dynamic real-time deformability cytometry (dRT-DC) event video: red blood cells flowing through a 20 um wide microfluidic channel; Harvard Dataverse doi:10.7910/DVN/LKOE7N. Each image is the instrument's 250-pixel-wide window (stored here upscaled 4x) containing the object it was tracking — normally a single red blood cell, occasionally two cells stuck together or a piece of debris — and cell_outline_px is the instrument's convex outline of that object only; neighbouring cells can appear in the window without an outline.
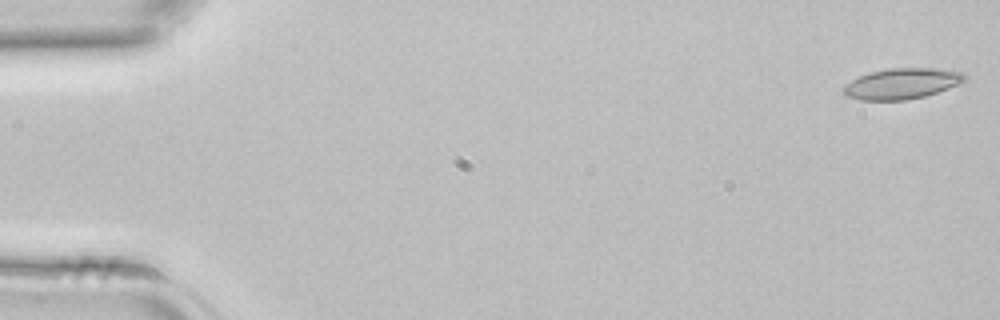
{"species": "common noctule bat (a hibernating species)", "species_latin": "Nyctalus noctula", "temperature_condition": "room temperature", "stored_images_in_passage": 32, "camera_frame_rate_fps": 3000, "um_per_image_px": 0.085, "animal": {"sex": "female", "body_mass_g": 22.7, "forearm_length_mm": 54.2}, "frame": {"image": 1, "passage_image": 1, "time_ms": 0.0, "image_size_px": [1000, 320], "cell_outline_px": [[964, 80], [948, 88], [924, 96], [908, 100], [860, 100], [844, 96], [840, 88], [852, 80], [868, 72], [888, 68], [936, 68], [960, 72], [964, 76]], "centroid_in_image_um": [76.55, 7.11], "position_along_channel_um": 8.4, "area_um2": 21.62}}
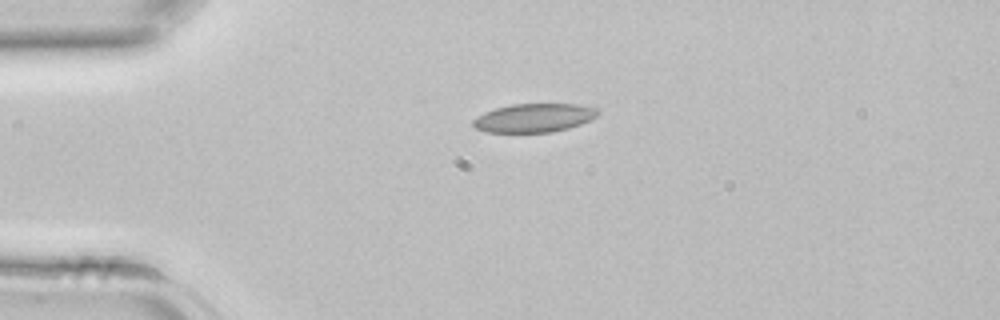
{"frame": {"image": 2, "passage_image": 10, "time_ms": 3.0, "image_size_px": [1000, 320], "cell_outline_px": [[600, 112], [592, 120], [568, 128], [552, 132], [484, 132], [476, 128], [472, 124], [472, 120], [484, 112], [496, 108], [512, 104], [576, 104], [596, 108]], "centroid_in_image_um": [45.39, 10.02], "position_along_channel_um": 39.6, "area_um2": 20.81}}
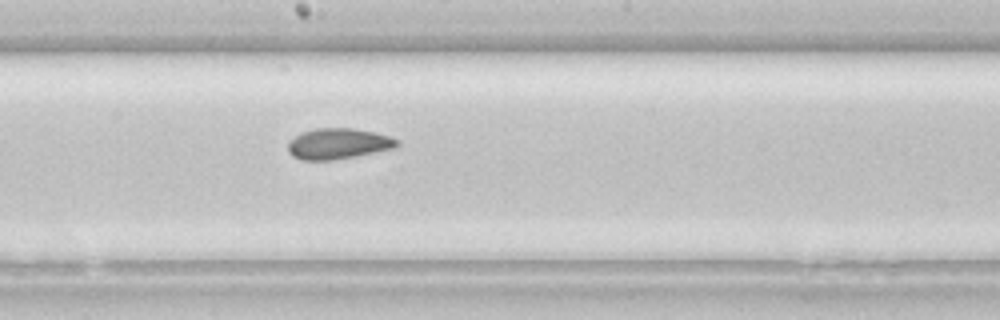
{"frame": {"image": 3, "passage_image": 23, "time_ms": 7.333, "image_size_px": [1000, 320], "cell_outline_px": [[400, 144], [396, 148], [356, 156], [332, 160], [300, 160], [292, 156], [288, 152], [288, 140], [300, 132], [316, 128], [352, 128], [372, 132], [388, 136], [400, 140]], "centroid_in_image_um": [28.72, 12.22], "position_along_channel_um": 219.5, "area_um2": 19.77}}